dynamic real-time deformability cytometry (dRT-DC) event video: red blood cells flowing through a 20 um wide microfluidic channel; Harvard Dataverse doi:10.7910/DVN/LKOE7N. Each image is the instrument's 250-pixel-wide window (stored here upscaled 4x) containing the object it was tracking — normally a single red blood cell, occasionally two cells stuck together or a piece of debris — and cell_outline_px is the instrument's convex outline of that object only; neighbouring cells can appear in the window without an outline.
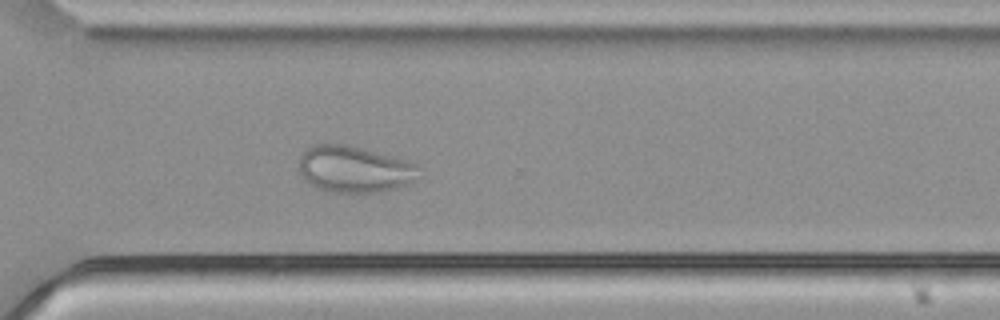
{"species": "common noctule bat (a hibernating species)", "species_latin": "Nyctalus noctula", "temperature_condition": "cold", "stored_images_in_passage": 55, "camera_frame_rate_fps": 3000, "um_per_image_px": 0.085, "animal": {"sex": "male", "body_mass_g": 21.5, "forearm_length_mm": 52.0}, "frame": {"image": 1, "passage_image": 40, "time_ms": 13.0, "image_size_px": [1000, 320], "cell_outline_px": [[420, 164], [408, 184], [396, 188], [376, 192], [332, 192], [316, 188], [304, 180], [300, 172], [300, 156], [312, 144], [348, 144], [408, 160]], "centroid_in_image_um": [30.08, 14.37], "position_along_channel_um": 340.5, "area_um2": 32.31}}